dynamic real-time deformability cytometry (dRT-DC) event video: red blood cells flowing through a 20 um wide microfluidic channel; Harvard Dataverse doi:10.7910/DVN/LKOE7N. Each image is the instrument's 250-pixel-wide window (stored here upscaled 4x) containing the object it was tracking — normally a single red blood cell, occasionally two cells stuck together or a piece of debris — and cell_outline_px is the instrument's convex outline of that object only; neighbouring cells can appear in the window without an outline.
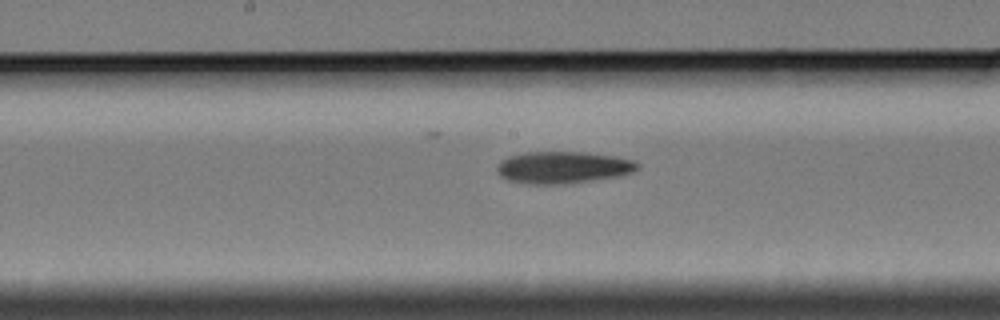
{"species": "Egyptian fruit bat (a non-hibernating species)", "species_latin": "Rousettus aegyptiacus", "temperature_condition": "cold", "stored_images_in_passage": 8, "segment_of_instrument_passage": [2, 2], "camera_frame_rate_fps": 3000, "um_per_image_px": 0.085, "animal": {"sex": "female"}, "frame": {"image": 1, "passage_image": 8, "time_ms": 9.667, "image_size_px": [1000, 320], "cell_outline_px": [[640, 168], [632, 172], [616, 176], [564, 184], [528, 184], [508, 180], [500, 176], [496, 168], [508, 156], [524, 152], [584, 152], [616, 156], [632, 160], [640, 164]], "centroid_in_image_um": [47.86, 14.22], "position_along_channel_um": 200.3, "area_um2": 26.01}}